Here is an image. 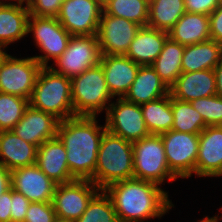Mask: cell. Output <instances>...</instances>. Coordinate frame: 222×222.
Masks as SVG:
<instances>
[{"label": "cell", "mask_w": 222, "mask_h": 222, "mask_svg": "<svg viewBox=\"0 0 222 222\" xmlns=\"http://www.w3.org/2000/svg\"><path fill=\"white\" fill-rule=\"evenodd\" d=\"M104 191L112 200L119 222H148L150 218H161L174 207L168 192L137 178L114 182Z\"/></svg>", "instance_id": "6da1fadb"}, {"label": "cell", "mask_w": 222, "mask_h": 222, "mask_svg": "<svg viewBox=\"0 0 222 222\" xmlns=\"http://www.w3.org/2000/svg\"><path fill=\"white\" fill-rule=\"evenodd\" d=\"M97 117L75 116L59 122L57 137L67 152V164L75 179L94 183L97 154L106 125H98Z\"/></svg>", "instance_id": "7a4b0ae2"}, {"label": "cell", "mask_w": 222, "mask_h": 222, "mask_svg": "<svg viewBox=\"0 0 222 222\" xmlns=\"http://www.w3.org/2000/svg\"><path fill=\"white\" fill-rule=\"evenodd\" d=\"M133 178L132 142L104 132L97 154L94 184L101 190L117 181Z\"/></svg>", "instance_id": "3957f363"}, {"label": "cell", "mask_w": 222, "mask_h": 222, "mask_svg": "<svg viewBox=\"0 0 222 222\" xmlns=\"http://www.w3.org/2000/svg\"><path fill=\"white\" fill-rule=\"evenodd\" d=\"M29 104L32 108L53 114L60 121L75 117L71 79L42 67L37 76Z\"/></svg>", "instance_id": "277c9868"}, {"label": "cell", "mask_w": 222, "mask_h": 222, "mask_svg": "<svg viewBox=\"0 0 222 222\" xmlns=\"http://www.w3.org/2000/svg\"><path fill=\"white\" fill-rule=\"evenodd\" d=\"M71 96L75 116L97 117L107 112L113 97L100 64L71 79Z\"/></svg>", "instance_id": "5b68a950"}, {"label": "cell", "mask_w": 222, "mask_h": 222, "mask_svg": "<svg viewBox=\"0 0 222 222\" xmlns=\"http://www.w3.org/2000/svg\"><path fill=\"white\" fill-rule=\"evenodd\" d=\"M133 178L163 185L165 179L175 181L178 177L169 169L165 148L160 135L149 134L132 142Z\"/></svg>", "instance_id": "8992f818"}, {"label": "cell", "mask_w": 222, "mask_h": 222, "mask_svg": "<svg viewBox=\"0 0 222 222\" xmlns=\"http://www.w3.org/2000/svg\"><path fill=\"white\" fill-rule=\"evenodd\" d=\"M101 56L97 35H74L70 37L66 50L54 61L58 68L49 67L72 79L97 66Z\"/></svg>", "instance_id": "52a82bcc"}, {"label": "cell", "mask_w": 222, "mask_h": 222, "mask_svg": "<svg viewBox=\"0 0 222 222\" xmlns=\"http://www.w3.org/2000/svg\"><path fill=\"white\" fill-rule=\"evenodd\" d=\"M42 66L33 58L6 54L0 62V92L30 100Z\"/></svg>", "instance_id": "ba28073f"}, {"label": "cell", "mask_w": 222, "mask_h": 222, "mask_svg": "<svg viewBox=\"0 0 222 222\" xmlns=\"http://www.w3.org/2000/svg\"><path fill=\"white\" fill-rule=\"evenodd\" d=\"M28 34L33 33V39L44 55L33 56L42 66L48 67L50 59L54 61L66 50L71 35L61 26L55 17H38L30 15L28 19Z\"/></svg>", "instance_id": "9c48e42d"}, {"label": "cell", "mask_w": 222, "mask_h": 222, "mask_svg": "<svg viewBox=\"0 0 222 222\" xmlns=\"http://www.w3.org/2000/svg\"><path fill=\"white\" fill-rule=\"evenodd\" d=\"M169 169L178 178H189L195 173L199 149V134L167 131L160 135Z\"/></svg>", "instance_id": "30bf717a"}, {"label": "cell", "mask_w": 222, "mask_h": 222, "mask_svg": "<svg viewBox=\"0 0 222 222\" xmlns=\"http://www.w3.org/2000/svg\"><path fill=\"white\" fill-rule=\"evenodd\" d=\"M106 130L113 135L135 142L145 138L148 132L140 105L117 98L108 107L105 118Z\"/></svg>", "instance_id": "8fae6325"}, {"label": "cell", "mask_w": 222, "mask_h": 222, "mask_svg": "<svg viewBox=\"0 0 222 222\" xmlns=\"http://www.w3.org/2000/svg\"><path fill=\"white\" fill-rule=\"evenodd\" d=\"M103 4L100 0H64L57 16L71 35H97Z\"/></svg>", "instance_id": "7c38bea8"}, {"label": "cell", "mask_w": 222, "mask_h": 222, "mask_svg": "<svg viewBox=\"0 0 222 222\" xmlns=\"http://www.w3.org/2000/svg\"><path fill=\"white\" fill-rule=\"evenodd\" d=\"M100 189L88 179H75L57 184L52 204L56 217L76 221Z\"/></svg>", "instance_id": "4fadbf2b"}, {"label": "cell", "mask_w": 222, "mask_h": 222, "mask_svg": "<svg viewBox=\"0 0 222 222\" xmlns=\"http://www.w3.org/2000/svg\"><path fill=\"white\" fill-rule=\"evenodd\" d=\"M142 26L102 12L97 32L102 55H126L130 44Z\"/></svg>", "instance_id": "5bb4252c"}, {"label": "cell", "mask_w": 222, "mask_h": 222, "mask_svg": "<svg viewBox=\"0 0 222 222\" xmlns=\"http://www.w3.org/2000/svg\"><path fill=\"white\" fill-rule=\"evenodd\" d=\"M56 186L36 164L11 171V188L30 202H52Z\"/></svg>", "instance_id": "9a60e30c"}, {"label": "cell", "mask_w": 222, "mask_h": 222, "mask_svg": "<svg viewBox=\"0 0 222 222\" xmlns=\"http://www.w3.org/2000/svg\"><path fill=\"white\" fill-rule=\"evenodd\" d=\"M195 175L222 176V126H207L199 134V149Z\"/></svg>", "instance_id": "2e32d148"}, {"label": "cell", "mask_w": 222, "mask_h": 222, "mask_svg": "<svg viewBox=\"0 0 222 222\" xmlns=\"http://www.w3.org/2000/svg\"><path fill=\"white\" fill-rule=\"evenodd\" d=\"M59 122L60 120L53 114L34 109L29 105L12 131L24 141L39 147L45 141L57 137Z\"/></svg>", "instance_id": "e0dca14e"}, {"label": "cell", "mask_w": 222, "mask_h": 222, "mask_svg": "<svg viewBox=\"0 0 222 222\" xmlns=\"http://www.w3.org/2000/svg\"><path fill=\"white\" fill-rule=\"evenodd\" d=\"M112 97L124 98L134 82L140 65L126 55H102L99 63Z\"/></svg>", "instance_id": "ac0fdd59"}, {"label": "cell", "mask_w": 222, "mask_h": 222, "mask_svg": "<svg viewBox=\"0 0 222 222\" xmlns=\"http://www.w3.org/2000/svg\"><path fill=\"white\" fill-rule=\"evenodd\" d=\"M169 93L173 98L186 102L216 95L214 70L182 72L169 88Z\"/></svg>", "instance_id": "d6986e66"}, {"label": "cell", "mask_w": 222, "mask_h": 222, "mask_svg": "<svg viewBox=\"0 0 222 222\" xmlns=\"http://www.w3.org/2000/svg\"><path fill=\"white\" fill-rule=\"evenodd\" d=\"M66 150L58 137L38 147L36 165L56 184L68 183L75 178L70 174Z\"/></svg>", "instance_id": "ffe728a7"}, {"label": "cell", "mask_w": 222, "mask_h": 222, "mask_svg": "<svg viewBox=\"0 0 222 222\" xmlns=\"http://www.w3.org/2000/svg\"><path fill=\"white\" fill-rule=\"evenodd\" d=\"M38 147L24 141L12 130L0 131V164L7 170L36 164Z\"/></svg>", "instance_id": "44dd1931"}, {"label": "cell", "mask_w": 222, "mask_h": 222, "mask_svg": "<svg viewBox=\"0 0 222 222\" xmlns=\"http://www.w3.org/2000/svg\"><path fill=\"white\" fill-rule=\"evenodd\" d=\"M169 94L168 86L151 65H140L136 78L124 96L128 102L142 105Z\"/></svg>", "instance_id": "7402d4cb"}, {"label": "cell", "mask_w": 222, "mask_h": 222, "mask_svg": "<svg viewBox=\"0 0 222 222\" xmlns=\"http://www.w3.org/2000/svg\"><path fill=\"white\" fill-rule=\"evenodd\" d=\"M168 38V32L141 27L130 44L126 56L139 65H151L160 52Z\"/></svg>", "instance_id": "603a6c76"}, {"label": "cell", "mask_w": 222, "mask_h": 222, "mask_svg": "<svg viewBox=\"0 0 222 222\" xmlns=\"http://www.w3.org/2000/svg\"><path fill=\"white\" fill-rule=\"evenodd\" d=\"M168 37L184 46L210 40L209 15L185 12L168 32Z\"/></svg>", "instance_id": "cb8c5ba5"}, {"label": "cell", "mask_w": 222, "mask_h": 222, "mask_svg": "<svg viewBox=\"0 0 222 222\" xmlns=\"http://www.w3.org/2000/svg\"><path fill=\"white\" fill-rule=\"evenodd\" d=\"M29 10L22 4H0V45H8L28 35Z\"/></svg>", "instance_id": "d4e9b609"}, {"label": "cell", "mask_w": 222, "mask_h": 222, "mask_svg": "<svg viewBox=\"0 0 222 222\" xmlns=\"http://www.w3.org/2000/svg\"><path fill=\"white\" fill-rule=\"evenodd\" d=\"M222 60V44L214 40L185 46L182 72L214 70Z\"/></svg>", "instance_id": "484cf974"}, {"label": "cell", "mask_w": 222, "mask_h": 222, "mask_svg": "<svg viewBox=\"0 0 222 222\" xmlns=\"http://www.w3.org/2000/svg\"><path fill=\"white\" fill-rule=\"evenodd\" d=\"M185 46L166 39L162 51L151 64L160 79L170 88L182 73L181 61Z\"/></svg>", "instance_id": "4316f807"}, {"label": "cell", "mask_w": 222, "mask_h": 222, "mask_svg": "<svg viewBox=\"0 0 222 222\" xmlns=\"http://www.w3.org/2000/svg\"><path fill=\"white\" fill-rule=\"evenodd\" d=\"M140 106L146 128L150 134L161 135L172 129L174 118L170 93Z\"/></svg>", "instance_id": "83f0119b"}, {"label": "cell", "mask_w": 222, "mask_h": 222, "mask_svg": "<svg viewBox=\"0 0 222 222\" xmlns=\"http://www.w3.org/2000/svg\"><path fill=\"white\" fill-rule=\"evenodd\" d=\"M185 12L184 0H149L147 27L169 32Z\"/></svg>", "instance_id": "f1b7e54d"}, {"label": "cell", "mask_w": 222, "mask_h": 222, "mask_svg": "<svg viewBox=\"0 0 222 222\" xmlns=\"http://www.w3.org/2000/svg\"><path fill=\"white\" fill-rule=\"evenodd\" d=\"M103 12L145 27L149 18V0H108L103 4Z\"/></svg>", "instance_id": "f546056e"}, {"label": "cell", "mask_w": 222, "mask_h": 222, "mask_svg": "<svg viewBox=\"0 0 222 222\" xmlns=\"http://www.w3.org/2000/svg\"><path fill=\"white\" fill-rule=\"evenodd\" d=\"M171 108L174 118L172 130L190 134H200L207 126L190 102L181 101L171 96Z\"/></svg>", "instance_id": "4dcf8cb0"}, {"label": "cell", "mask_w": 222, "mask_h": 222, "mask_svg": "<svg viewBox=\"0 0 222 222\" xmlns=\"http://www.w3.org/2000/svg\"><path fill=\"white\" fill-rule=\"evenodd\" d=\"M75 222H119V219L111 198L101 189L92 197L82 216Z\"/></svg>", "instance_id": "1f68e13d"}, {"label": "cell", "mask_w": 222, "mask_h": 222, "mask_svg": "<svg viewBox=\"0 0 222 222\" xmlns=\"http://www.w3.org/2000/svg\"><path fill=\"white\" fill-rule=\"evenodd\" d=\"M29 100L0 92V131H9L21 120Z\"/></svg>", "instance_id": "d6a6232c"}, {"label": "cell", "mask_w": 222, "mask_h": 222, "mask_svg": "<svg viewBox=\"0 0 222 222\" xmlns=\"http://www.w3.org/2000/svg\"><path fill=\"white\" fill-rule=\"evenodd\" d=\"M202 116L206 126H222V98L217 95L190 102Z\"/></svg>", "instance_id": "836d02e7"}, {"label": "cell", "mask_w": 222, "mask_h": 222, "mask_svg": "<svg viewBox=\"0 0 222 222\" xmlns=\"http://www.w3.org/2000/svg\"><path fill=\"white\" fill-rule=\"evenodd\" d=\"M55 219L52 202H31L24 222H55Z\"/></svg>", "instance_id": "e575fe53"}, {"label": "cell", "mask_w": 222, "mask_h": 222, "mask_svg": "<svg viewBox=\"0 0 222 222\" xmlns=\"http://www.w3.org/2000/svg\"><path fill=\"white\" fill-rule=\"evenodd\" d=\"M64 0H31L27 5L30 15L57 18Z\"/></svg>", "instance_id": "d590c367"}, {"label": "cell", "mask_w": 222, "mask_h": 222, "mask_svg": "<svg viewBox=\"0 0 222 222\" xmlns=\"http://www.w3.org/2000/svg\"><path fill=\"white\" fill-rule=\"evenodd\" d=\"M30 201L11 188V222H24Z\"/></svg>", "instance_id": "8d00e7d4"}, {"label": "cell", "mask_w": 222, "mask_h": 222, "mask_svg": "<svg viewBox=\"0 0 222 222\" xmlns=\"http://www.w3.org/2000/svg\"><path fill=\"white\" fill-rule=\"evenodd\" d=\"M186 12L210 15L220 4L218 0H184Z\"/></svg>", "instance_id": "74e56055"}, {"label": "cell", "mask_w": 222, "mask_h": 222, "mask_svg": "<svg viewBox=\"0 0 222 222\" xmlns=\"http://www.w3.org/2000/svg\"><path fill=\"white\" fill-rule=\"evenodd\" d=\"M211 40L222 44V4H220L210 15Z\"/></svg>", "instance_id": "f35d334b"}, {"label": "cell", "mask_w": 222, "mask_h": 222, "mask_svg": "<svg viewBox=\"0 0 222 222\" xmlns=\"http://www.w3.org/2000/svg\"><path fill=\"white\" fill-rule=\"evenodd\" d=\"M11 188L0 196V222H11Z\"/></svg>", "instance_id": "ab89813d"}, {"label": "cell", "mask_w": 222, "mask_h": 222, "mask_svg": "<svg viewBox=\"0 0 222 222\" xmlns=\"http://www.w3.org/2000/svg\"><path fill=\"white\" fill-rule=\"evenodd\" d=\"M11 188V171L0 164V196Z\"/></svg>", "instance_id": "60d3db41"}, {"label": "cell", "mask_w": 222, "mask_h": 222, "mask_svg": "<svg viewBox=\"0 0 222 222\" xmlns=\"http://www.w3.org/2000/svg\"><path fill=\"white\" fill-rule=\"evenodd\" d=\"M216 79V95L222 98V60L214 69Z\"/></svg>", "instance_id": "b9f144b4"}, {"label": "cell", "mask_w": 222, "mask_h": 222, "mask_svg": "<svg viewBox=\"0 0 222 222\" xmlns=\"http://www.w3.org/2000/svg\"><path fill=\"white\" fill-rule=\"evenodd\" d=\"M197 222H217V215L213 217L206 216L201 221L199 220Z\"/></svg>", "instance_id": "7bdbcfd3"}, {"label": "cell", "mask_w": 222, "mask_h": 222, "mask_svg": "<svg viewBox=\"0 0 222 222\" xmlns=\"http://www.w3.org/2000/svg\"><path fill=\"white\" fill-rule=\"evenodd\" d=\"M6 48L0 45V62L2 61L3 57L7 54L6 51H4Z\"/></svg>", "instance_id": "ee69618b"}, {"label": "cell", "mask_w": 222, "mask_h": 222, "mask_svg": "<svg viewBox=\"0 0 222 222\" xmlns=\"http://www.w3.org/2000/svg\"><path fill=\"white\" fill-rule=\"evenodd\" d=\"M30 1L31 0H14V3L16 2V4H22V5H24V3H25L27 6Z\"/></svg>", "instance_id": "f6af8a7d"}, {"label": "cell", "mask_w": 222, "mask_h": 222, "mask_svg": "<svg viewBox=\"0 0 222 222\" xmlns=\"http://www.w3.org/2000/svg\"><path fill=\"white\" fill-rule=\"evenodd\" d=\"M55 222H75V221L67 220V219H62V218L56 217Z\"/></svg>", "instance_id": "bcb514c9"}, {"label": "cell", "mask_w": 222, "mask_h": 222, "mask_svg": "<svg viewBox=\"0 0 222 222\" xmlns=\"http://www.w3.org/2000/svg\"><path fill=\"white\" fill-rule=\"evenodd\" d=\"M11 1H12V4H13L14 0H5V1L4 0H0V4H11Z\"/></svg>", "instance_id": "7dc6e473"}, {"label": "cell", "mask_w": 222, "mask_h": 222, "mask_svg": "<svg viewBox=\"0 0 222 222\" xmlns=\"http://www.w3.org/2000/svg\"><path fill=\"white\" fill-rule=\"evenodd\" d=\"M222 219V215L218 218V215H217V222H219V220Z\"/></svg>", "instance_id": "c3c4849f"}, {"label": "cell", "mask_w": 222, "mask_h": 222, "mask_svg": "<svg viewBox=\"0 0 222 222\" xmlns=\"http://www.w3.org/2000/svg\"><path fill=\"white\" fill-rule=\"evenodd\" d=\"M101 1V3L102 4H104L106 1H108V0H100Z\"/></svg>", "instance_id": "681fc988"}]
</instances>
